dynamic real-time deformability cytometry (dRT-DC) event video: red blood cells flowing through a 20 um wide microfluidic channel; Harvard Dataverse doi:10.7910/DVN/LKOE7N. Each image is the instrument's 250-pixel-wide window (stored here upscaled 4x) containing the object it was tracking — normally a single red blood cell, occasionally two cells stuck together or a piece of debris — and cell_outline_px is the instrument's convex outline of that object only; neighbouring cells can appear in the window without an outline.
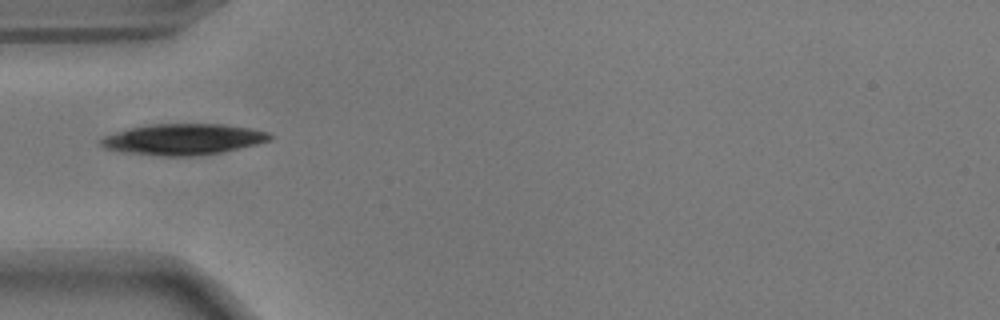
{"species": "common noctule bat (a hibernating species)", "species_latin": "Nyctalus noctula", "temperature_condition": "warm", "stored_images_in_passage": 31, "camera_frame_rate_fps": 3000, "um_per_image_px": 0.085, "animal": {"sex": "male", "body_mass_g": 17.9}, "frame": {"image": 1, "passage_image": 1, "time_ms": 0.0, "image_size_px": [1000, 320], "cell_outline_px": [[276, 136], [272, 140], [256, 144], [220, 152], [188, 156], [160, 156], [128, 152], [104, 148], [96, 140], [104, 136], [116, 132], [148, 124], [224, 124], [252, 128], [268, 132]], "centroid_in_image_um": [15.6, 11.83], "position_along_channel_um": 69.4, "area_um2": 30.46}}
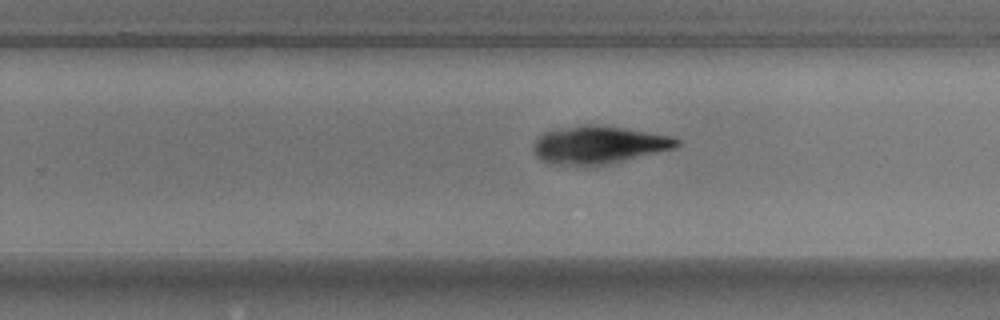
{"frame": {"image": 2, "passage_image": 18, "time_ms": 5.667, "image_size_px": [1000, 320], "cell_outline_px": [[680, 144], [676, 148], [604, 164], [548, 164], [540, 160], [536, 156], [532, 148], [532, 144], [544, 132], [556, 128], [580, 124], [604, 124], [668, 136], [680, 140]], "centroid_in_image_um": [50.83, 12.28], "position_along_channel_um": 279.0, "area_um2": 31.39}}
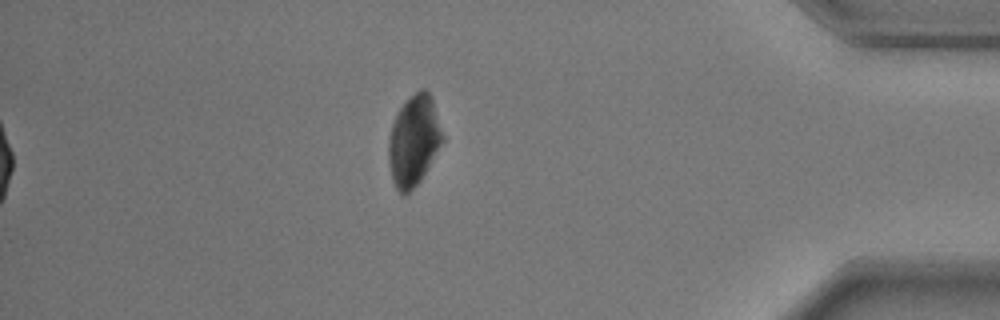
{"frame": {"image": 3, "passage_image": 31, "time_ms": 10.0, "image_size_px": [1000, 320], "cell_outline_px": [[444, 140], [420, 180], [404, 196], [396, 188], [392, 180], [388, 160], [388, 140], [392, 124], [396, 112], [420, 88], [424, 88], [428, 92], [432, 100], [444, 136]], "centroid_in_image_um": [35.15, 11.96], "position_along_channel_um": 400.0, "area_um2": 28.09}}